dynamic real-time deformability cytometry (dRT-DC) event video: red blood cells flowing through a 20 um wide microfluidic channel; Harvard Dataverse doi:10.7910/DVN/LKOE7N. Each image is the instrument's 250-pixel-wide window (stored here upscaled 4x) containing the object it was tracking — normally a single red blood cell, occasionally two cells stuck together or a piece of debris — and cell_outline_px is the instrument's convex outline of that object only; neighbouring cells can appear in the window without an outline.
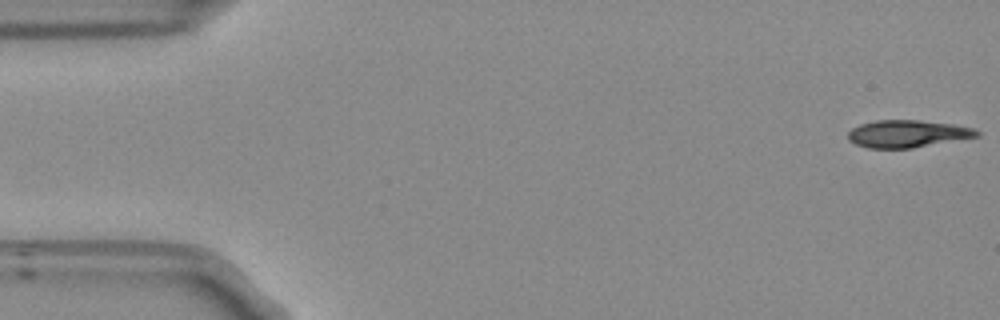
{"species": "Egyptian fruit bat (a non-hibernating species)", "species_latin": "Rousettus aegyptiacus", "temperature_condition": "room temperature", "stored_images_in_passage": 52, "camera_frame_rate_fps": 3000, "um_per_image_px": 0.085, "frame": {"image": 1, "passage_image": 1, "time_ms": 0.0, "image_size_px": [1000, 320], "cell_outline_px": [[980, 136], [912, 148], [868, 148], [856, 144], [848, 140], [848, 132], [852, 128], [860, 124], [876, 120], [920, 120], [952, 124], [976, 128], [980, 132]], "centroid_in_image_um": [77.15, 11.36], "position_along_channel_um": 7.9, "area_um2": 20.58}}
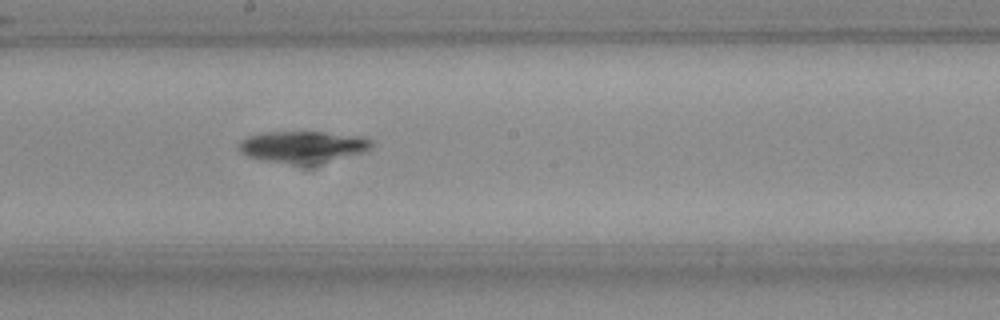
{"frame": {"image": 2, "passage_image": 28, "time_ms": 9.0, "image_size_px": [1000, 320], "cell_outline_px": [[372, 148], [360, 152], [312, 164], [292, 164], [264, 160], [248, 156], [240, 152], [236, 148], [240, 140], [248, 136], [268, 132], [300, 128], [304, 128], [364, 136], [372, 140]], "centroid_in_image_um": [25.71, 12.39], "position_along_channel_um": 222.5, "area_um2": 25.32}}
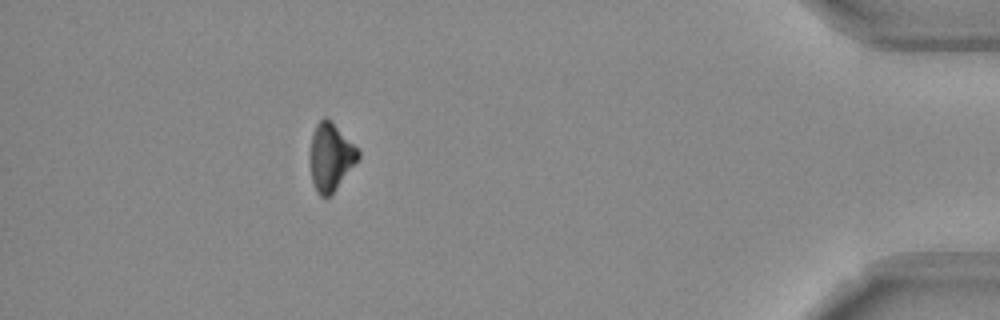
{"frame": {"image": 3, "passage_image": 47, "time_ms": 15.333, "image_size_px": [1000, 320], "cell_outline_px": [[360, 156], [336, 188], [328, 196], [320, 196], [316, 192], [312, 180], [308, 156], [312, 132], [316, 124], [324, 116], [332, 120], [360, 152]], "centroid_in_image_um": [28.05, 13.29], "position_along_channel_um": 407.1, "area_um2": 18.96}, "authors_computed_cell_mechanics": {"area_um2": 21.7328, "velocity_mm_per_s": 3.8099, "shape_relaxation_time_tau1_ms": 2.012, "shape_relaxation_time_tau2_ms": null, "deformation_change_tau1": 0.1051, "deformation_change_tau2": null}}